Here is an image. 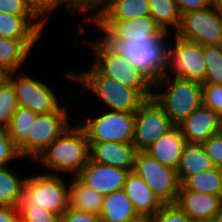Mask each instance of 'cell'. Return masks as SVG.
<instances>
[{"label":"cell","instance_id":"obj_1","mask_svg":"<svg viewBox=\"0 0 222 222\" xmlns=\"http://www.w3.org/2000/svg\"><path fill=\"white\" fill-rule=\"evenodd\" d=\"M167 35L169 34L165 33L162 37L103 41L118 54L128 59L154 83L167 73L169 66Z\"/></svg>","mask_w":222,"mask_h":222},{"label":"cell","instance_id":"obj_2","mask_svg":"<svg viewBox=\"0 0 222 222\" xmlns=\"http://www.w3.org/2000/svg\"><path fill=\"white\" fill-rule=\"evenodd\" d=\"M69 126L36 160L51 170L73 173L75 177L89 161V141L79 125Z\"/></svg>","mask_w":222,"mask_h":222},{"label":"cell","instance_id":"obj_3","mask_svg":"<svg viewBox=\"0 0 222 222\" xmlns=\"http://www.w3.org/2000/svg\"><path fill=\"white\" fill-rule=\"evenodd\" d=\"M169 76L167 72L153 83L156 88L167 84V91L153 90L152 97L162 107L171 123L178 126L203 104L202 84L176 76L172 82Z\"/></svg>","mask_w":222,"mask_h":222},{"label":"cell","instance_id":"obj_4","mask_svg":"<svg viewBox=\"0 0 222 222\" xmlns=\"http://www.w3.org/2000/svg\"><path fill=\"white\" fill-rule=\"evenodd\" d=\"M91 47L95 55L92 67L100 75L135 89L145 100L152 98L153 82L128 59L113 50L102 38Z\"/></svg>","mask_w":222,"mask_h":222},{"label":"cell","instance_id":"obj_5","mask_svg":"<svg viewBox=\"0 0 222 222\" xmlns=\"http://www.w3.org/2000/svg\"><path fill=\"white\" fill-rule=\"evenodd\" d=\"M70 80L80 82L102 100L110 111L135 113L145 99L119 81L100 75L93 67L82 73H64Z\"/></svg>","mask_w":222,"mask_h":222},{"label":"cell","instance_id":"obj_6","mask_svg":"<svg viewBox=\"0 0 222 222\" xmlns=\"http://www.w3.org/2000/svg\"><path fill=\"white\" fill-rule=\"evenodd\" d=\"M55 174L26 177L18 207L39 206L61 217L68 209L69 188L63 176Z\"/></svg>","mask_w":222,"mask_h":222},{"label":"cell","instance_id":"obj_7","mask_svg":"<svg viewBox=\"0 0 222 222\" xmlns=\"http://www.w3.org/2000/svg\"><path fill=\"white\" fill-rule=\"evenodd\" d=\"M133 171L145 181L162 204L176 203L181 183L175 169L162 165L145 151H138Z\"/></svg>","mask_w":222,"mask_h":222},{"label":"cell","instance_id":"obj_8","mask_svg":"<svg viewBox=\"0 0 222 222\" xmlns=\"http://www.w3.org/2000/svg\"><path fill=\"white\" fill-rule=\"evenodd\" d=\"M135 113L108 111L79 125L89 142L133 143Z\"/></svg>","mask_w":222,"mask_h":222},{"label":"cell","instance_id":"obj_9","mask_svg":"<svg viewBox=\"0 0 222 222\" xmlns=\"http://www.w3.org/2000/svg\"><path fill=\"white\" fill-rule=\"evenodd\" d=\"M177 36L202 46L222 45V12L214 5L181 16Z\"/></svg>","mask_w":222,"mask_h":222},{"label":"cell","instance_id":"obj_10","mask_svg":"<svg viewBox=\"0 0 222 222\" xmlns=\"http://www.w3.org/2000/svg\"><path fill=\"white\" fill-rule=\"evenodd\" d=\"M173 127L169 117L154 98L147 99L135 112L133 144L137 151H145Z\"/></svg>","mask_w":222,"mask_h":222},{"label":"cell","instance_id":"obj_11","mask_svg":"<svg viewBox=\"0 0 222 222\" xmlns=\"http://www.w3.org/2000/svg\"><path fill=\"white\" fill-rule=\"evenodd\" d=\"M67 109L58 107L48 114H37L28 142L18 151L21 157L37 159L69 126Z\"/></svg>","mask_w":222,"mask_h":222},{"label":"cell","instance_id":"obj_12","mask_svg":"<svg viewBox=\"0 0 222 222\" xmlns=\"http://www.w3.org/2000/svg\"><path fill=\"white\" fill-rule=\"evenodd\" d=\"M175 47L169 49L168 65L175 70V76L203 83L206 63L203 46L197 42L183 39L174 33ZM171 65V66H170Z\"/></svg>","mask_w":222,"mask_h":222},{"label":"cell","instance_id":"obj_13","mask_svg":"<svg viewBox=\"0 0 222 222\" xmlns=\"http://www.w3.org/2000/svg\"><path fill=\"white\" fill-rule=\"evenodd\" d=\"M16 72L10 73L19 107L29 109L37 114L54 112L60 105L54 92L42 81L35 80L28 75L14 77Z\"/></svg>","mask_w":222,"mask_h":222},{"label":"cell","instance_id":"obj_14","mask_svg":"<svg viewBox=\"0 0 222 222\" xmlns=\"http://www.w3.org/2000/svg\"><path fill=\"white\" fill-rule=\"evenodd\" d=\"M103 30L102 40H132L146 37H162L165 32L150 15L133 20H93Z\"/></svg>","mask_w":222,"mask_h":222},{"label":"cell","instance_id":"obj_15","mask_svg":"<svg viewBox=\"0 0 222 222\" xmlns=\"http://www.w3.org/2000/svg\"><path fill=\"white\" fill-rule=\"evenodd\" d=\"M129 170L92 162L90 159L76 176L87 187L103 196L122 190Z\"/></svg>","mask_w":222,"mask_h":222},{"label":"cell","instance_id":"obj_16","mask_svg":"<svg viewBox=\"0 0 222 222\" xmlns=\"http://www.w3.org/2000/svg\"><path fill=\"white\" fill-rule=\"evenodd\" d=\"M178 127L186 143L202 144L221 132V119L216 112L202 104Z\"/></svg>","mask_w":222,"mask_h":222},{"label":"cell","instance_id":"obj_17","mask_svg":"<svg viewBox=\"0 0 222 222\" xmlns=\"http://www.w3.org/2000/svg\"><path fill=\"white\" fill-rule=\"evenodd\" d=\"M137 149L133 143L89 142V159L124 170L133 171Z\"/></svg>","mask_w":222,"mask_h":222},{"label":"cell","instance_id":"obj_18","mask_svg":"<svg viewBox=\"0 0 222 222\" xmlns=\"http://www.w3.org/2000/svg\"><path fill=\"white\" fill-rule=\"evenodd\" d=\"M176 204L193 222H210L222 211V197L207 193L179 191Z\"/></svg>","mask_w":222,"mask_h":222},{"label":"cell","instance_id":"obj_19","mask_svg":"<svg viewBox=\"0 0 222 222\" xmlns=\"http://www.w3.org/2000/svg\"><path fill=\"white\" fill-rule=\"evenodd\" d=\"M123 190L142 218L149 220L163 206L150 187L134 171L127 175Z\"/></svg>","mask_w":222,"mask_h":222},{"label":"cell","instance_id":"obj_20","mask_svg":"<svg viewBox=\"0 0 222 222\" xmlns=\"http://www.w3.org/2000/svg\"><path fill=\"white\" fill-rule=\"evenodd\" d=\"M186 140L178 126L159 137L145 152L162 165L177 169Z\"/></svg>","mask_w":222,"mask_h":222},{"label":"cell","instance_id":"obj_21","mask_svg":"<svg viewBox=\"0 0 222 222\" xmlns=\"http://www.w3.org/2000/svg\"><path fill=\"white\" fill-rule=\"evenodd\" d=\"M38 19V20H37ZM37 20L36 22H34ZM44 22L37 15L0 13V37L10 39H38Z\"/></svg>","mask_w":222,"mask_h":222},{"label":"cell","instance_id":"obj_22","mask_svg":"<svg viewBox=\"0 0 222 222\" xmlns=\"http://www.w3.org/2000/svg\"><path fill=\"white\" fill-rule=\"evenodd\" d=\"M149 0H109L94 20H133L150 15Z\"/></svg>","mask_w":222,"mask_h":222},{"label":"cell","instance_id":"obj_23","mask_svg":"<svg viewBox=\"0 0 222 222\" xmlns=\"http://www.w3.org/2000/svg\"><path fill=\"white\" fill-rule=\"evenodd\" d=\"M99 218L101 222H132L141 217L122 189L104 196Z\"/></svg>","mask_w":222,"mask_h":222},{"label":"cell","instance_id":"obj_24","mask_svg":"<svg viewBox=\"0 0 222 222\" xmlns=\"http://www.w3.org/2000/svg\"><path fill=\"white\" fill-rule=\"evenodd\" d=\"M215 168L202 144L186 143L176 169L180 183L198 172Z\"/></svg>","mask_w":222,"mask_h":222},{"label":"cell","instance_id":"obj_25","mask_svg":"<svg viewBox=\"0 0 222 222\" xmlns=\"http://www.w3.org/2000/svg\"><path fill=\"white\" fill-rule=\"evenodd\" d=\"M38 39H10L0 37V65L10 73L25 66L26 59Z\"/></svg>","mask_w":222,"mask_h":222},{"label":"cell","instance_id":"obj_26","mask_svg":"<svg viewBox=\"0 0 222 222\" xmlns=\"http://www.w3.org/2000/svg\"><path fill=\"white\" fill-rule=\"evenodd\" d=\"M68 195V207L100 216L104 196L87 187L77 177L71 181Z\"/></svg>","mask_w":222,"mask_h":222},{"label":"cell","instance_id":"obj_27","mask_svg":"<svg viewBox=\"0 0 222 222\" xmlns=\"http://www.w3.org/2000/svg\"><path fill=\"white\" fill-rule=\"evenodd\" d=\"M179 191L207 193L222 197V172L219 168L198 172L189 176L180 187Z\"/></svg>","mask_w":222,"mask_h":222},{"label":"cell","instance_id":"obj_28","mask_svg":"<svg viewBox=\"0 0 222 222\" xmlns=\"http://www.w3.org/2000/svg\"><path fill=\"white\" fill-rule=\"evenodd\" d=\"M36 116L37 113L22 107H18L13 113L7 130L14 147L18 151L28 142Z\"/></svg>","mask_w":222,"mask_h":222},{"label":"cell","instance_id":"obj_29","mask_svg":"<svg viewBox=\"0 0 222 222\" xmlns=\"http://www.w3.org/2000/svg\"><path fill=\"white\" fill-rule=\"evenodd\" d=\"M14 173L8 166L0 168V206L18 208L25 178Z\"/></svg>","mask_w":222,"mask_h":222},{"label":"cell","instance_id":"obj_30","mask_svg":"<svg viewBox=\"0 0 222 222\" xmlns=\"http://www.w3.org/2000/svg\"><path fill=\"white\" fill-rule=\"evenodd\" d=\"M150 16L165 32H168V25H171L175 32L181 23V15L179 13L175 0H149Z\"/></svg>","mask_w":222,"mask_h":222},{"label":"cell","instance_id":"obj_31","mask_svg":"<svg viewBox=\"0 0 222 222\" xmlns=\"http://www.w3.org/2000/svg\"><path fill=\"white\" fill-rule=\"evenodd\" d=\"M206 73L203 83L222 84V45L203 46Z\"/></svg>","mask_w":222,"mask_h":222},{"label":"cell","instance_id":"obj_32","mask_svg":"<svg viewBox=\"0 0 222 222\" xmlns=\"http://www.w3.org/2000/svg\"><path fill=\"white\" fill-rule=\"evenodd\" d=\"M18 107L15 88L8 80L0 86V128L9 127L12 115Z\"/></svg>","mask_w":222,"mask_h":222},{"label":"cell","instance_id":"obj_33","mask_svg":"<svg viewBox=\"0 0 222 222\" xmlns=\"http://www.w3.org/2000/svg\"><path fill=\"white\" fill-rule=\"evenodd\" d=\"M202 100L222 120V84L202 83Z\"/></svg>","mask_w":222,"mask_h":222},{"label":"cell","instance_id":"obj_34","mask_svg":"<svg viewBox=\"0 0 222 222\" xmlns=\"http://www.w3.org/2000/svg\"><path fill=\"white\" fill-rule=\"evenodd\" d=\"M20 222H60L57 214L39 206L18 207Z\"/></svg>","mask_w":222,"mask_h":222},{"label":"cell","instance_id":"obj_35","mask_svg":"<svg viewBox=\"0 0 222 222\" xmlns=\"http://www.w3.org/2000/svg\"><path fill=\"white\" fill-rule=\"evenodd\" d=\"M148 222H193L176 203L163 206L148 220Z\"/></svg>","mask_w":222,"mask_h":222},{"label":"cell","instance_id":"obj_36","mask_svg":"<svg viewBox=\"0 0 222 222\" xmlns=\"http://www.w3.org/2000/svg\"><path fill=\"white\" fill-rule=\"evenodd\" d=\"M32 11L46 24L47 14L66 3L67 9L74 11L65 0H25Z\"/></svg>","mask_w":222,"mask_h":222},{"label":"cell","instance_id":"obj_37","mask_svg":"<svg viewBox=\"0 0 222 222\" xmlns=\"http://www.w3.org/2000/svg\"><path fill=\"white\" fill-rule=\"evenodd\" d=\"M20 158L18 150L14 147L7 129L0 128V168L6 167L11 160Z\"/></svg>","mask_w":222,"mask_h":222},{"label":"cell","instance_id":"obj_38","mask_svg":"<svg viewBox=\"0 0 222 222\" xmlns=\"http://www.w3.org/2000/svg\"><path fill=\"white\" fill-rule=\"evenodd\" d=\"M202 145L213 165L222 168V132L209 137Z\"/></svg>","mask_w":222,"mask_h":222},{"label":"cell","instance_id":"obj_39","mask_svg":"<svg viewBox=\"0 0 222 222\" xmlns=\"http://www.w3.org/2000/svg\"><path fill=\"white\" fill-rule=\"evenodd\" d=\"M0 13L12 15H36L25 0H0Z\"/></svg>","mask_w":222,"mask_h":222},{"label":"cell","instance_id":"obj_40","mask_svg":"<svg viewBox=\"0 0 222 222\" xmlns=\"http://www.w3.org/2000/svg\"><path fill=\"white\" fill-rule=\"evenodd\" d=\"M60 222H101L99 216L85 211L68 209L60 217Z\"/></svg>","mask_w":222,"mask_h":222},{"label":"cell","instance_id":"obj_41","mask_svg":"<svg viewBox=\"0 0 222 222\" xmlns=\"http://www.w3.org/2000/svg\"><path fill=\"white\" fill-rule=\"evenodd\" d=\"M180 15L212 7L214 0H175Z\"/></svg>","mask_w":222,"mask_h":222},{"label":"cell","instance_id":"obj_42","mask_svg":"<svg viewBox=\"0 0 222 222\" xmlns=\"http://www.w3.org/2000/svg\"><path fill=\"white\" fill-rule=\"evenodd\" d=\"M19 210L16 207L0 206V222H19Z\"/></svg>","mask_w":222,"mask_h":222},{"label":"cell","instance_id":"obj_43","mask_svg":"<svg viewBox=\"0 0 222 222\" xmlns=\"http://www.w3.org/2000/svg\"><path fill=\"white\" fill-rule=\"evenodd\" d=\"M67 4L75 11L78 9L80 13L93 12V0H65Z\"/></svg>","mask_w":222,"mask_h":222},{"label":"cell","instance_id":"obj_44","mask_svg":"<svg viewBox=\"0 0 222 222\" xmlns=\"http://www.w3.org/2000/svg\"><path fill=\"white\" fill-rule=\"evenodd\" d=\"M10 72L0 65V86L9 80Z\"/></svg>","mask_w":222,"mask_h":222},{"label":"cell","instance_id":"obj_45","mask_svg":"<svg viewBox=\"0 0 222 222\" xmlns=\"http://www.w3.org/2000/svg\"><path fill=\"white\" fill-rule=\"evenodd\" d=\"M109 0H93V11H97L104 6Z\"/></svg>","mask_w":222,"mask_h":222},{"label":"cell","instance_id":"obj_46","mask_svg":"<svg viewBox=\"0 0 222 222\" xmlns=\"http://www.w3.org/2000/svg\"><path fill=\"white\" fill-rule=\"evenodd\" d=\"M210 222H222V211L217 214Z\"/></svg>","mask_w":222,"mask_h":222},{"label":"cell","instance_id":"obj_47","mask_svg":"<svg viewBox=\"0 0 222 222\" xmlns=\"http://www.w3.org/2000/svg\"><path fill=\"white\" fill-rule=\"evenodd\" d=\"M214 6L222 12V0H214Z\"/></svg>","mask_w":222,"mask_h":222},{"label":"cell","instance_id":"obj_48","mask_svg":"<svg viewBox=\"0 0 222 222\" xmlns=\"http://www.w3.org/2000/svg\"><path fill=\"white\" fill-rule=\"evenodd\" d=\"M132 222H148V219H145V218H140L139 220H134Z\"/></svg>","mask_w":222,"mask_h":222}]
</instances>
